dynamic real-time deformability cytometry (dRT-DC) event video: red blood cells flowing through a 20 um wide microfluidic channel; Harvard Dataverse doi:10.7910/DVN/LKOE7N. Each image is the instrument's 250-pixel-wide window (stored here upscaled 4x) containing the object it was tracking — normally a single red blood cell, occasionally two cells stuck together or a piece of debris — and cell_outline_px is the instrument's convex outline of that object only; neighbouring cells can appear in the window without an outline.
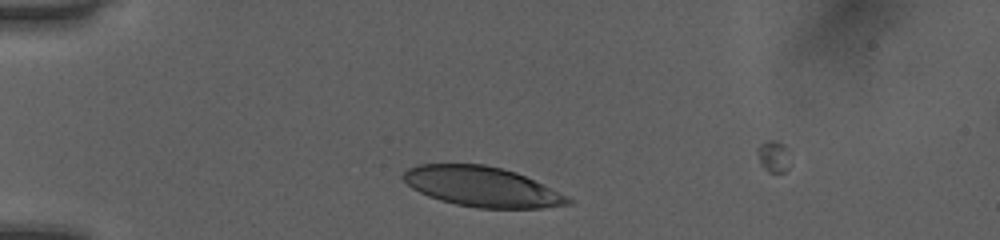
{"species": "human", "species_latin": "Homo sapiens", "temperature_condition": "room temperature", "stored_images_in_passage": 38, "camera_frame_rate_fps": 3000, "um_per_image_px": 0.085, "donor": {"sex": "female"}, "frame": {"image": 1, "passage_image": 8, "time_ms": 2.333, "image_size_px": [1000, 240], "cell_outline_px": [[576, 200], [572, 204], [544, 208], [476, 208], [456, 204], [440, 200], [428, 196], [412, 188], [400, 176], [408, 168], [420, 164], [484, 164], [516, 172], [568, 196]], "centroid_in_image_um": [40.99, 15.88], "position_along_channel_um": 44.0, "area_um2": 38.38}}
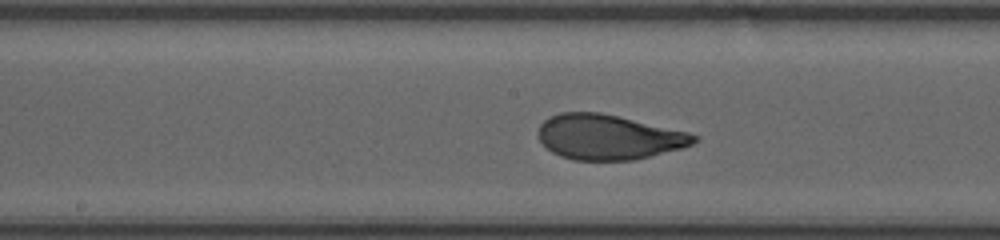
{"frame": {"image": 2, "passage_image": 22, "time_ms": 7.0, "image_size_px": [1000, 240], "cell_outline_px": [[700, 140], [692, 144], [680, 148], [632, 160], [572, 160], [560, 156], [552, 152], [540, 140], [536, 132], [540, 124], [548, 116], [560, 112], [600, 112], [688, 132], [700, 136]], "centroid_in_image_um": [51.68, 11.64], "position_along_channel_um": 196.5, "area_um2": 40.75}}
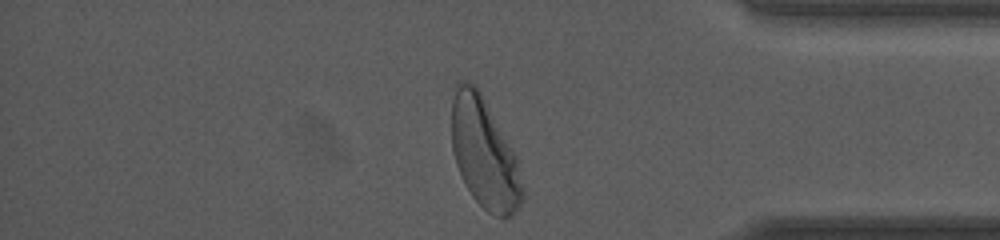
{"frame": {"image": 3, "passage_image": 38, "time_ms": 12.333, "image_size_px": [1000, 240], "cell_outline_px": [[524, 200], [516, 212], [512, 216], [496, 216], [488, 212], [472, 196], [456, 164], [452, 152], [452, 100], [456, 84], [460, 80], [476, 84], [512, 148], [516, 156], [524, 188]], "centroid_in_image_um": [41.18, 13.04], "position_along_channel_um": 394.0, "area_um2": 45.37}, "authors_computed_cell_mechanics": {"area_um2": 40.7201, "velocity_mm_per_s": 4.0319, "shape_relaxation_time_tau1_ms": 3.5444, "shape_relaxation_time_tau2_ms": null, "deformation_change_tau1": 0.1719, "deformation_change_tau2": null}}